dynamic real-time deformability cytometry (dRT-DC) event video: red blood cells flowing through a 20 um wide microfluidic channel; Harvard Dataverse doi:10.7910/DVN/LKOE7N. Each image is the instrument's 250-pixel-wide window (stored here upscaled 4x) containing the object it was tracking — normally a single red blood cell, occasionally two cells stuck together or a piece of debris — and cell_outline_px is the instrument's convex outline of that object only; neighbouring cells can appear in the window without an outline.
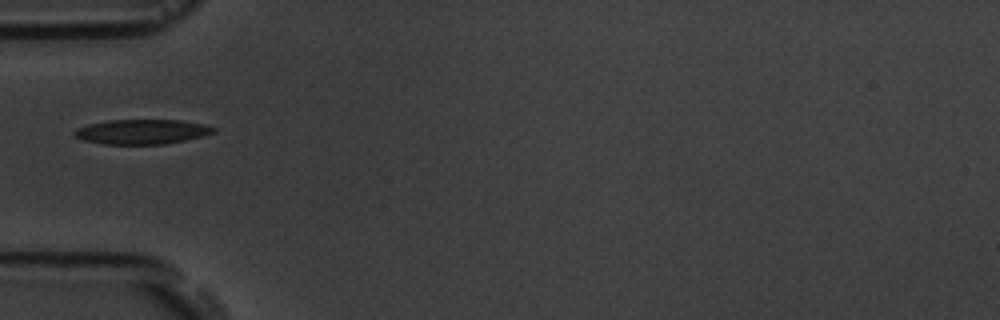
{"species": "common noctule bat (a hibernating species)", "species_latin": "Nyctalus noctula", "temperature_condition": "room temperature", "stored_images_in_passage": 5, "camera_frame_rate_fps": 3000, "um_per_image_px": 0.085, "animal": {"sex": "male", "body_mass_g": 19.5, "forearm_length_mm": 54.6}, "frame": {"image": 1, "passage_image": 1, "time_ms": 0.0, "image_size_px": [1000, 320], "cell_outline_px": [[216, 132], [204, 136], [164, 144], [104, 144], [84, 140], [76, 136], [72, 132], [76, 128], [88, 124], [108, 120], [180, 120], [204, 124], [216, 128]], "centroid_in_image_um": [12.07, 11.19], "position_along_channel_um": 72.9, "area_um2": 20.06}}
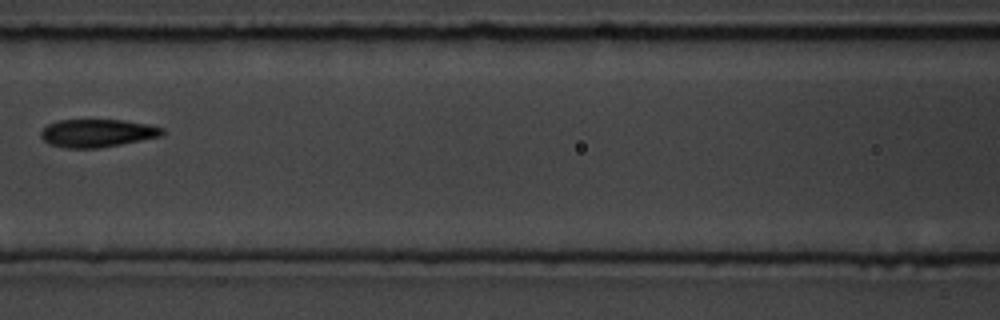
{"frame": {"image": 2, "passage_image": 3, "time_ms": 2.333, "image_size_px": [1000, 320], "cell_outline_px": [[164, 132], [160, 136], [100, 148], [64, 148], [52, 144], [44, 140], [40, 136], [40, 132], [48, 124], [60, 120], [124, 120], [148, 124], [164, 128]], "centroid_in_image_um": [8.26, 11.31], "position_along_channel_um": 158.3, "area_um2": 19.59}}
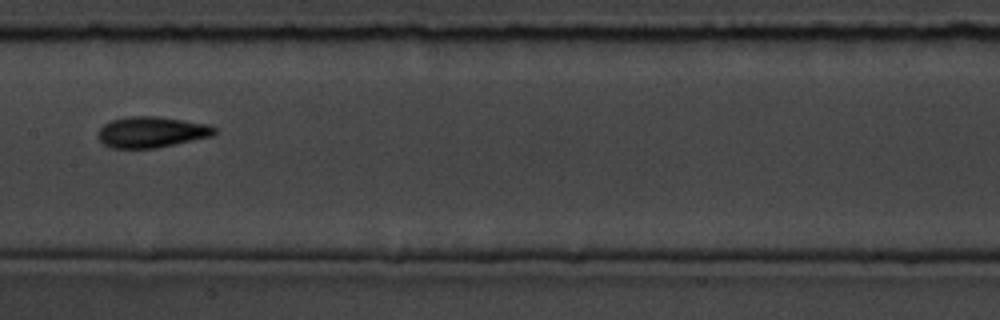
{"frame": {"image": 3, "passage_image": 4, "time_ms": 3.333, "image_size_px": [1000, 320], "cell_outline_px": [[216, 132], [212, 136], [156, 148], [108, 148], [100, 140], [96, 132], [104, 124], [112, 120], [128, 116], [156, 116], [208, 124], [216, 128]], "centroid_in_image_um": [12.85, 11.23], "position_along_channel_um": 194.6, "area_um2": 20.98}}